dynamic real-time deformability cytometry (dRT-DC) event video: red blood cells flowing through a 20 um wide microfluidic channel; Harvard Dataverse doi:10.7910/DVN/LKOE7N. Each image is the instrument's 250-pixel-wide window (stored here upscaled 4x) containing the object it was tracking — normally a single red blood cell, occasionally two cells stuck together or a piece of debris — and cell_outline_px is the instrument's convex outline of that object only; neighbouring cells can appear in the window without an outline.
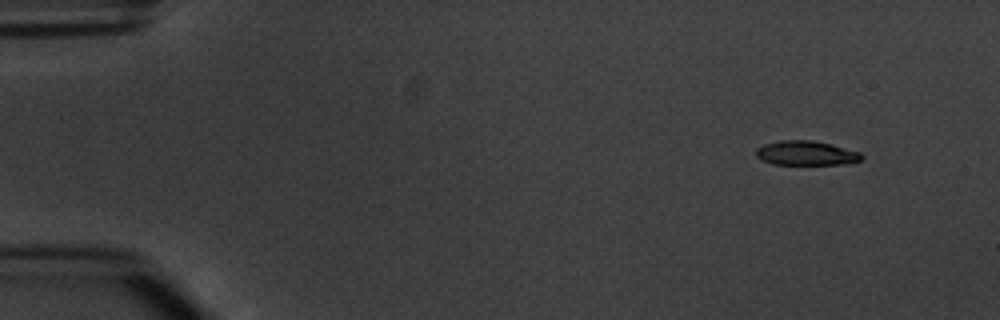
{"species": "common noctule bat (a hibernating species)", "species_latin": "Nyctalus noctula", "temperature_condition": "warm", "stored_images_in_passage": 4, "camera_frame_rate_fps": 3000, "um_per_image_px": 0.085, "animal": {"sex": "male", "body_mass_g": 20.1, "forearm_length_mm": 53.5}, "frame": {"image": 1, "passage_image": 1, "time_ms": 0.0, "image_size_px": [1000, 320], "cell_outline_px": [[864, 156], [860, 160], [840, 164], [772, 164], [760, 160], [756, 156], [756, 148], [764, 144], [780, 140], [812, 140], [832, 144], [860, 152]], "centroid_in_image_um": [68.48, 13.01], "position_along_channel_um": 16.5, "area_um2": 15.03}}
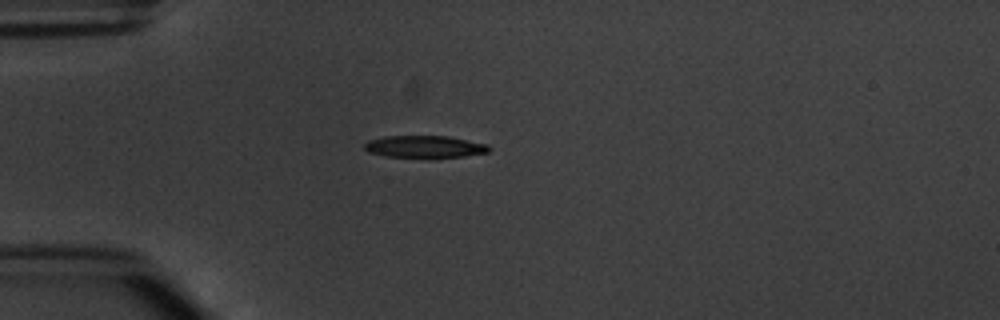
{"frame": {"image": 2, "passage_image": 3, "time_ms": 3.333, "image_size_px": [1000, 320], "cell_outline_px": [[492, 148], [488, 152], [464, 156], [432, 160], [428, 160], [384, 156], [368, 152], [364, 148], [364, 144], [368, 140], [384, 136], [448, 136], [488, 144]], "centroid_in_image_um": [36.1, 12.51], "position_along_channel_um": 48.9, "area_um2": 16.94}}